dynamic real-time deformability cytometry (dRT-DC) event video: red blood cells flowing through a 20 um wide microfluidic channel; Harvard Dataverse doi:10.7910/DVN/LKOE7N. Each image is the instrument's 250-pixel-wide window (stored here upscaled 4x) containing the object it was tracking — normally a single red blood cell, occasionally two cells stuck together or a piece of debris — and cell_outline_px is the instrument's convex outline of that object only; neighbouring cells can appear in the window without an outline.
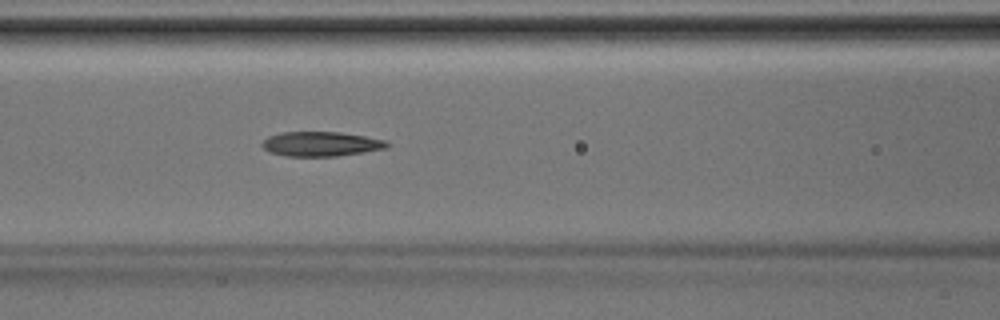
{"species": "Egyptian fruit bat (a non-hibernating species)", "species_latin": "Rousettus aegyptiacus", "temperature_condition": "room temperature", "stored_images_in_passage": 35, "camera_frame_rate_fps": 3000, "um_per_image_px": 0.085, "animal": {"sex": "male"}, "frame": {"image": 1, "passage_image": 11, "time_ms": 3.333, "image_size_px": [1000, 320], "cell_outline_px": [[388, 148], [364, 152], [336, 156], [284, 156], [268, 152], [260, 144], [268, 136], [284, 132], [340, 132], [364, 136], [384, 140], [388, 144]], "centroid_in_image_um": [27.25, 12.24], "position_along_channel_um": 139.4, "area_um2": 17.86}}
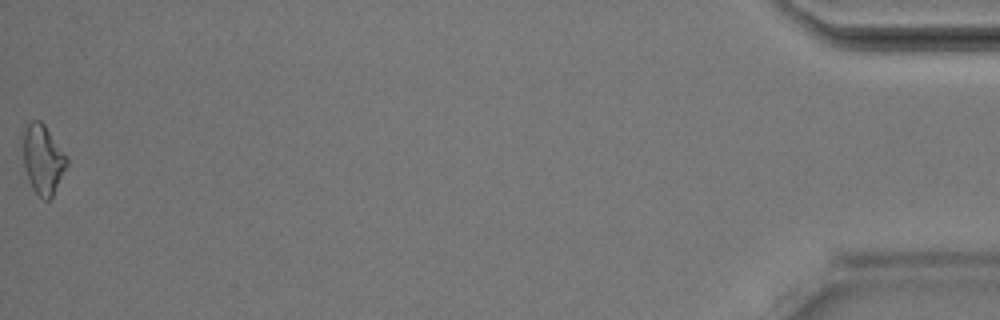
{"frame": {"image": 2, "passage_image": 35, "time_ms": 11.333, "image_size_px": [1000, 320], "cell_outline_px": [[68, 164], [52, 196], [48, 200], [44, 200], [32, 188], [28, 180], [24, 164], [20, 136], [20, 132], [24, 124], [32, 120], [40, 120], [44, 124], [68, 156]], "centroid_in_image_um": [3.6, 13.46], "position_along_channel_um": 431.6, "area_um2": 18.26}}